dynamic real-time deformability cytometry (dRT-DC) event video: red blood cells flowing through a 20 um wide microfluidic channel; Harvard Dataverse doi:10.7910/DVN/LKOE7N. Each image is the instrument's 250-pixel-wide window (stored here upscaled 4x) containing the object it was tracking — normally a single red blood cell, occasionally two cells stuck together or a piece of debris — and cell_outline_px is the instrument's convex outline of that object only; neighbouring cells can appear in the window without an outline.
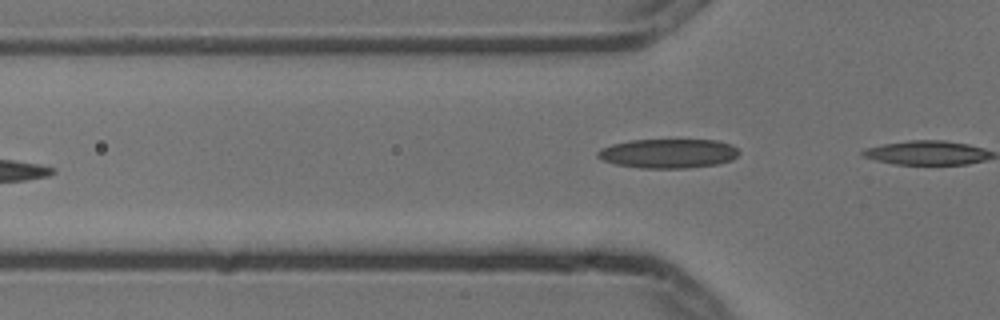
{"species": "common noctule bat (a hibernating species)", "species_latin": "Nyctalus noctula", "temperature_condition": "cold", "stored_images_in_passage": 6, "camera_frame_rate_fps": 3000, "um_per_image_px": 0.085, "animal": {"sex": "male", "body_mass_g": 13.3}, "frame": {"image": 1, "passage_image": 6, "time_ms": 1.667, "image_size_px": [1000, 320], "cell_outline_px": [[740, 152], [732, 160], [716, 164], [688, 168], [640, 168], [616, 164], [604, 160], [596, 156], [596, 152], [600, 148], [612, 144], [632, 140], [716, 140], [732, 144]], "centroid_in_image_um": [56.8, 13.04], "position_along_channel_um": 69.0, "area_um2": 24.1}}